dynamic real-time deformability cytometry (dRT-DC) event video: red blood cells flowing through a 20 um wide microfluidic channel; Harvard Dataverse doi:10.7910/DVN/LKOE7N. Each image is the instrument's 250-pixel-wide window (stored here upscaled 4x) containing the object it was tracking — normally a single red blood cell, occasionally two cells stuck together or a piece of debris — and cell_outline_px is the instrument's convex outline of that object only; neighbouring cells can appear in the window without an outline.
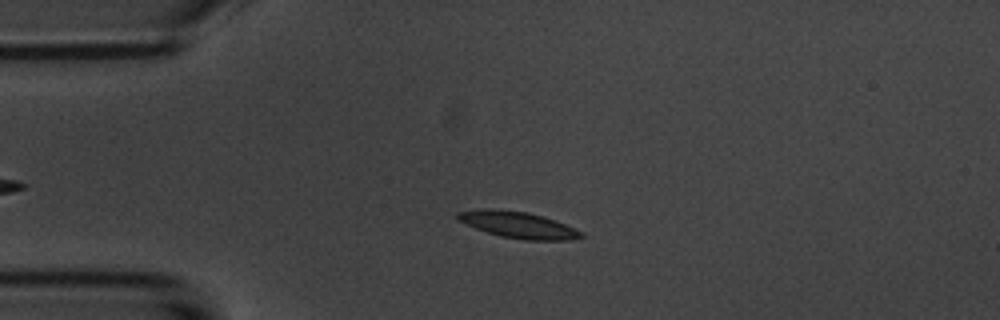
{"species": "common noctule bat (a hibernating species)", "species_latin": "Nyctalus noctula", "temperature_condition": "room temperature", "stored_images_in_passage": 14, "camera_frame_rate_fps": 3000, "um_per_image_px": 0.085, "animal": {"sex": "male", "body_mass_g": 20.1, "forearm_length_mm": 53.5}, "frame": {"image": 1, "passage_image": 3, "time_ms": 3.0, "image_size_px": [1000, 320], "cell_outline_px": [[584, 236], [572, 240], [524, 240], [500, 236], [476, 228], [456, 220], [456, 212], [484, 208], [492, 208], [528, 212], [544, 216], [556, 220], [584, 232]], "centroid_in_image_um": [44.05, 19.1], "position_along_channel_um": 40.9, "area_um2": 19.25}}
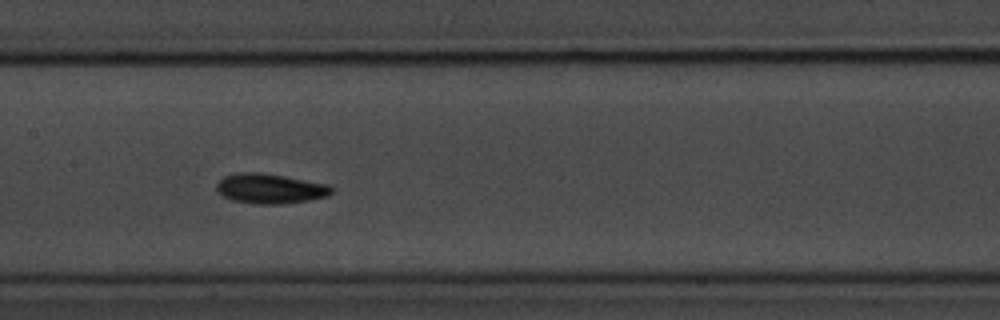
{"frame": {"image": 2, "passage_image": 7, "time_ms": 7.667, "image_size_px": [1000, 320], "cell_outline_px": [[332, 192], [328, 196], [308, 200], [284, 204], [256, 204], [232, 200], [216, 192], [216, 184], [224, 176], [236, 172], [264, 172], [328, 184], [332, 188]], "centroid_in_image_um": [22.93, 16.02], "position_along_channel_um": 184.5, "area_um2": 20.23}}
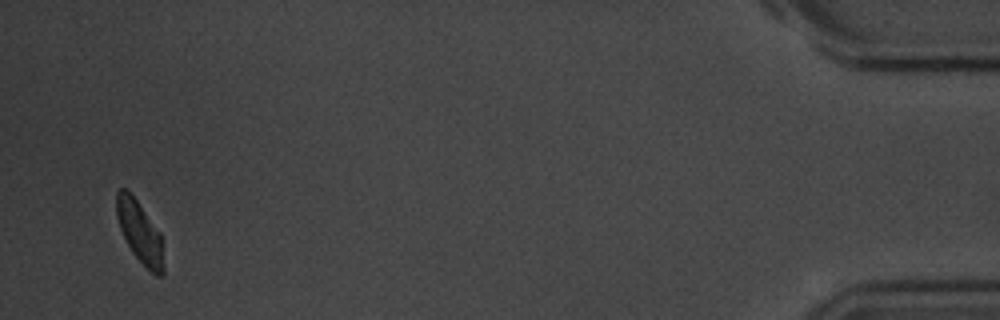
{"frame": {"image": 3, "passage_image": 14, "time_ms": 16.667, "image_size_px": [1000, 320], "cell_outline_px": [[164, 276], [156, 276], [132, 252], [120, 228], [116, 216], [116, 192], [120, 188], [124, 188], [136, 200], [160, 232], [164, 268]], "centroid_in_image_um": [11.88, 19.74], "position_along_channel_um": 423.3, "area_um2": 16.53}, "authors_computed_cell_mechanics": {"area_um2": 18.2648, "velocity_mm_per_s": 3.5902, "shape_relaxation_time_tau1_ms": 1.4779, "shape_relaxation_time_tau2_ms": 4.4373, "deformation_change_tau1": 0.0566, "deformation_change_tau2": 0.0852}}